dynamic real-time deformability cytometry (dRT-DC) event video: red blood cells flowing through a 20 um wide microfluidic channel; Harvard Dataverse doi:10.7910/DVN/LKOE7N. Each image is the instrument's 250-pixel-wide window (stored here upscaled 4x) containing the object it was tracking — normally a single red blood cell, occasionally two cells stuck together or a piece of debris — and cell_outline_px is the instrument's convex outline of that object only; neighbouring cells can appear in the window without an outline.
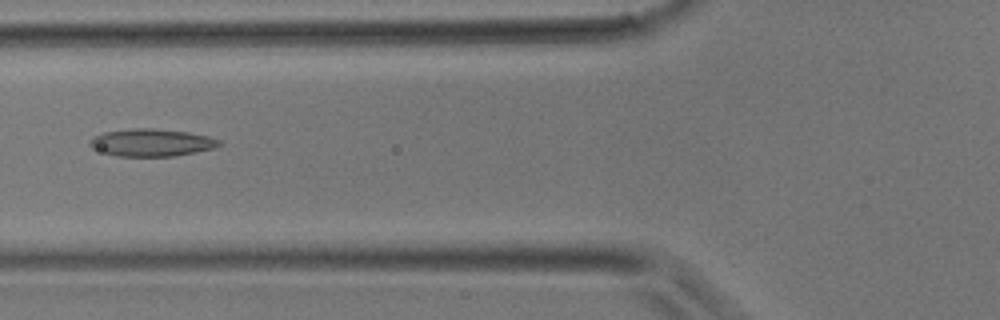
{"species": "common noctule bat (a hibernating species)", "species_latin": "Nyctalus noctula", "temperature_condition": "room temperature", "stored_images_in_passage": 38, "camera_frame_rate_fps": 3000, "um_per_image_px": 0.085, "animal": {"sex": "male", "body_mass_g": 17.9}, "frame": {"image": 1, "passage_image": 13, "time_ms": 4.0, "image_size_px": [1000, 320], "cell_outline_px": [[224, 144], [212, 148], [196, 152], [176, 156], [116, 156], [92, 148], [88, 144], [88, 140], [92, 136], [104, 132], [132, 128], [152, 128], [188, 132], [208, 136], [220, 140]], "centroid_in_image_um": [12.86, 12.11], "position_along_channel_um": 112.9, "area_um2": 20.81}}
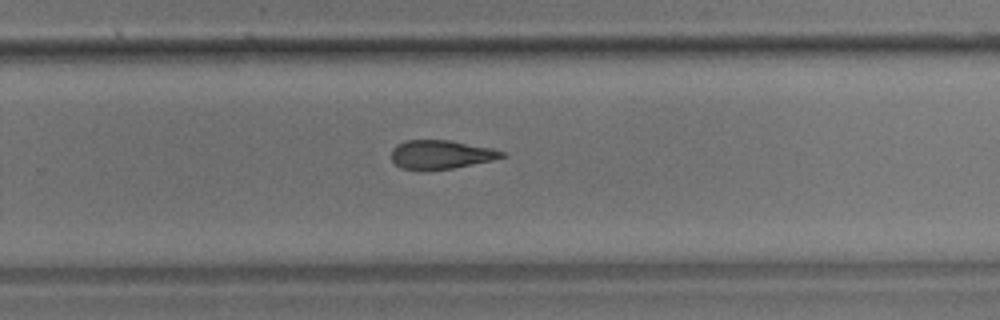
{"frame": {"image": 2, "passage_image": 24, "time_ms": 7.667, "image_size_px": [1000, 320], "cell_outline_px": [[508, 156], [492, 160], [452, 168], [420, 172], [400, 168], [392, 160], [392, 148], [396, 144], [404, 140], [452, 140], [492, 148], [508, 152]], "centroid_in_image_um": [37.47, 13.14], "position_along_channel_um": 292.3, "area_um2": 19.07}}
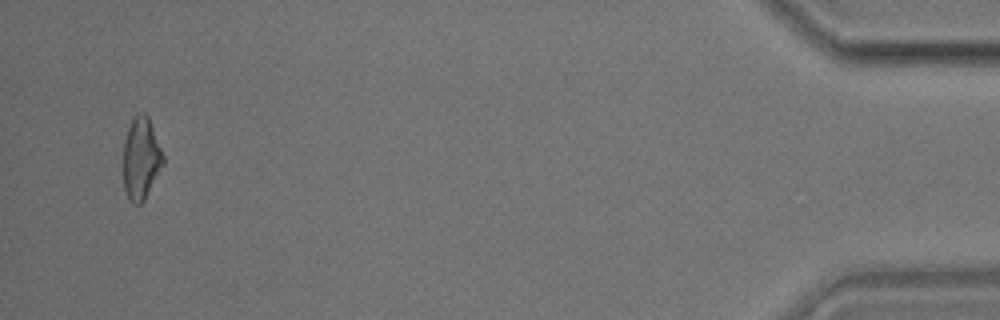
{"frame": {"image": 3, "passage_image": 37, "time_ms": 12.0, "image_size_px": [1000, 320], "cell_outline_px": [[164, 164], [144, 200], [140, 204], [132, 204], [128, 200], [124, 188], [124, 140], [132, 116], [140, 112], [144, 112], [148, 116], [164, 156]], "centroid_in_image_um": [11.99, 13.46], "position_along_channel_um": 423.2, "area_um2": 19.13}}